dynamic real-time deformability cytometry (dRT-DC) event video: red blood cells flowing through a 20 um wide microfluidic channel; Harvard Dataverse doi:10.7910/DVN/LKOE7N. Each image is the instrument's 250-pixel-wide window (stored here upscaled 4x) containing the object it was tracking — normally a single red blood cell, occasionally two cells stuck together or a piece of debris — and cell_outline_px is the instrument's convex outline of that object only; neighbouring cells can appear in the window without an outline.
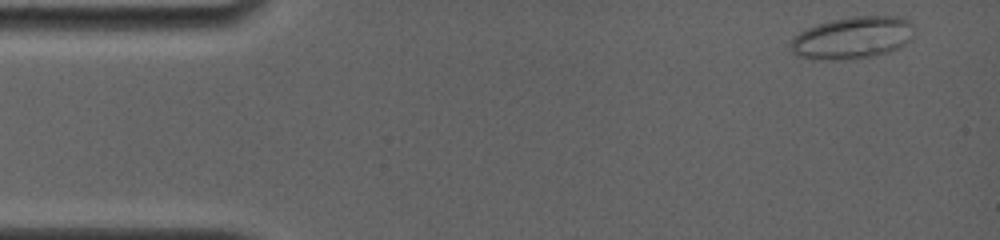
{"species": "common noctule bat (a hibernating species)", "species_latin": "Nyctalus noctula", "temperature_condition": "room temperature", "stored_images_in_passage": 6, "camera_frame_rate_fps": 4000, "um_per_image_px": 0.085, "animal": {"sex": "female", "body_mass_g": 19.0, "forearm_length_mm": 56.7}, "frame": {"image": 1, "passage_image": 1, "time_ms": 0.0, "image_size_px": [1000, 240], "cell_outline_px": [[916, 24], [912, 36], [904, 44], [888, 52], [868, 56], [832, 60], [796, 56], [792, 52], [788, 44], [800, 32], [816, 24], [832, 20], [852, 16], [896, 16], [908, 20]], "centroid_in_image_um": [72.46, 3.18], "position_along_channel_um": 12.5, "area_um2": 30.06}}